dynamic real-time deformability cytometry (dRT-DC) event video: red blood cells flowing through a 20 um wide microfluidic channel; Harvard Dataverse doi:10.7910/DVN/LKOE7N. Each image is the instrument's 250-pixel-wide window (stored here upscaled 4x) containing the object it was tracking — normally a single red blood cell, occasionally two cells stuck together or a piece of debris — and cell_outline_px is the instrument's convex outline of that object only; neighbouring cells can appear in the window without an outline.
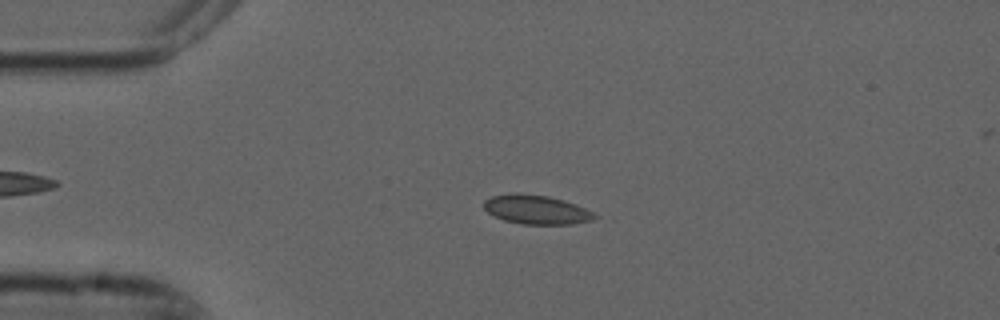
{"species": "common noctule bat (a hibernating species)", "species_latin": "Nyctalus noctula", "temperature_condition": "cold", "stored_images_in_passage": 4, "camera_frame_rate_fps": 3000, "um_per_image_px": 0.085, "animal": {"sex": "male", "forearm_length_mm": 52.5}, "frame": {"image": 1, "passage_image": 2, "time_ms": 0.333, "image_size_px": [1000, 320], "cell_outline_px": [[600, 216], [592, 220], [572, 224], [520, 224], [504, 220], [488, 212], [484, 208], [484, 200], [492, 196], [512, 192], [520, 192], [548, 196], [564, 200], [576, 204]], "centroid_in_image_um": [45.59, 17.8], "position_along_channel_um": 39.4, "area_um2": 18.9}}
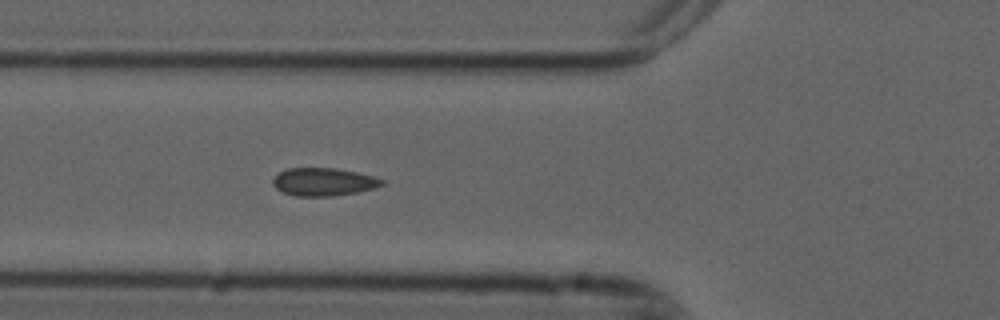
{"frame": {"image": 2, "passage_image": 4, "time_ms": 1.0, "image_size_px": [1000, 320], "cell_outline_px": [[384, 184], [376, 188], [356, 192], [332, 196], [296, 196], [284, 192], [276, 188], [272, 184], [272, 180], [280, 172], [288, 168], [336, 168], [356, 172], [372, 176], [384, 180]], "centroid_in_image_um": [27.51, 15.46], "position_along_channel_um": 98.3, "area_um2": 17.63}}